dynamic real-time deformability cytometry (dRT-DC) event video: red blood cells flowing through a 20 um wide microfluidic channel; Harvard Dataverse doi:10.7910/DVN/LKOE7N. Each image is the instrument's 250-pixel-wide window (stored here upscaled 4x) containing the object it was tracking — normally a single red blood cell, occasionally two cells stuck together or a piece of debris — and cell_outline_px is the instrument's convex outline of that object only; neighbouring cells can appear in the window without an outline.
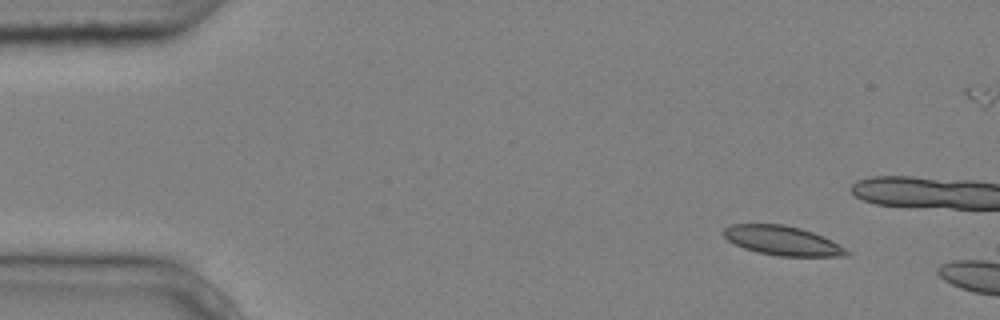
{"species": "common noctule bat (a hibernating species)", "species_latin": "Nyctalus noctula", "temperature_condition": "cold", "stored_images_in_passage": 2, "camera_frame_rate_fps": 3000, "um_per_image_px": 0.085, "animal": {"sex": "male", "body_mass_g": 20.4}, "frame": {"image": 1, "passage_image": 1, "time_ms": 0.0, "image_size_px": [1000, 320], "cell_outline_px": [[852, 252], [848, 256], [780, 256], [756, 252], [744, 248], [728, 240], [720, 232], [724, 228], [732, 224], [784, 224], [800, 228], [824, 236], [832, 240]], "centroid_in_image_um": [66.52, 20.45], "position_along_channel_um": 18.5, "area_um2": 21.15}}